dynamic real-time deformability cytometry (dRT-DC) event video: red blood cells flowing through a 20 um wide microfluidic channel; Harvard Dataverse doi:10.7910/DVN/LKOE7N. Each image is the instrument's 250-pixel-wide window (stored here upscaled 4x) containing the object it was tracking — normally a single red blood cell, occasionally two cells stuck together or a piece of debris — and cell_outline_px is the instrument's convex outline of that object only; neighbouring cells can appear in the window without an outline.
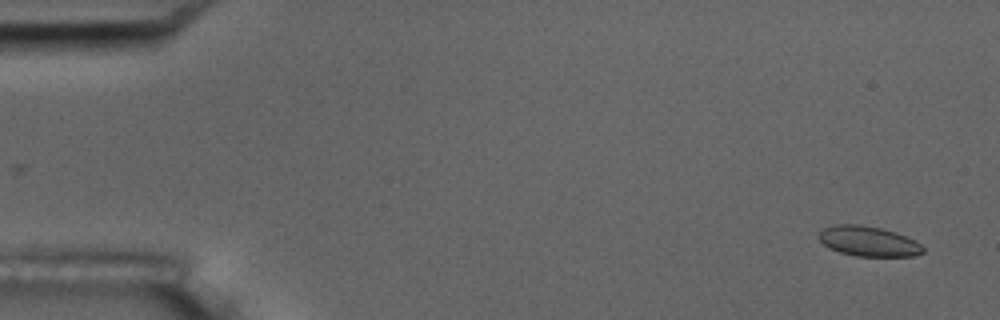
{"species": "common noctule bat (a hibernating species)", "species_latin": "Nyctalus noctula", "temperature_condition": "room temperature", "stored_images_in_passage": 5, "camera_frame_rate_fps": 3000, "um_per_image_px": 0.085, "animal": {"sex": "male", "body_mass_g": 17.5, "forearm_length_mm": 52.3}, "frame": {"image": 1, "passage_image": 1, "time_ms": 0.0, "image_size_px": [1000, 320], "cell_outline_px": [[924, 252], [916, 256], [856, 256], [840, 252], [824, 244], [820, 240], [820, 232], [824, 228], [832, 224], [860, 224], [880, 228], [896, 232], [920, 244], [924, 248]], "centroid_in_image_um": [73.83, 20.5], "position_along_channel_um": 11.2, "area_um2": 18.03}}
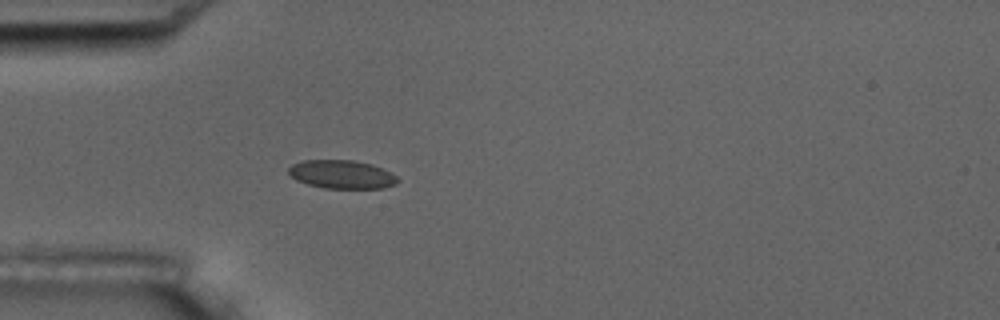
{"frame": {"image": 2, "passage_image": 5, "time_ms": 4.667, "image_size_px": [1000, 320], "cell_outline_px": [[400, 180], [396, 184], [384, 188], [324, 188], [308, 184], [296, 180], [288, 172], [288, 168], [292, 164], [304, 160], [352, 160], [372, 164], [392, 172]], "centroid_in_image_um": [29.08, 14.82], "position_along_channel_um": 55.9, "area_um2": 18.15}}